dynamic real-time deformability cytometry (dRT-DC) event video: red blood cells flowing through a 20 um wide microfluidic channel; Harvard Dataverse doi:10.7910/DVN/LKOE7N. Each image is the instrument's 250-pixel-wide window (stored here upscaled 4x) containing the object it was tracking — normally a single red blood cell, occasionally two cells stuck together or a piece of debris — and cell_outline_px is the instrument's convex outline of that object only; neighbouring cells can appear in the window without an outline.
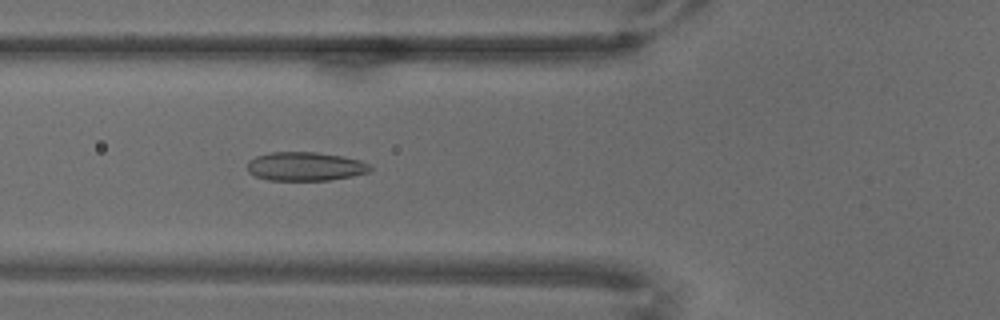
{"species": "common noctule bat (a hibernating species)", "species_latin": "Nyctalus noctula", "temperature_condition": "warm", "stored_images_in_passage": 71, "camera_frame_rate_fps": 3000, "um_per_image_px": 0.085, "animal": {"sex": "male", "body_mass_g": 18.8}, "frame": {"image": 1, "passage_image": 27, "time_ms": 8.667, "image_size_px": [1000, 320], "cell_outline_px": [[372, 168], [368, 172], [352, 176], [328, 180], [268, 180], [256, 176], [248, 172], [248, 160], [256, 156], [268, 152], [316, 152], [344, 156], [360, 160], [368, 164]], "centroid_in_image_um": [25.93, 14.14], "position_along_channel_um": 99.9, "area_um2": 20.63}}
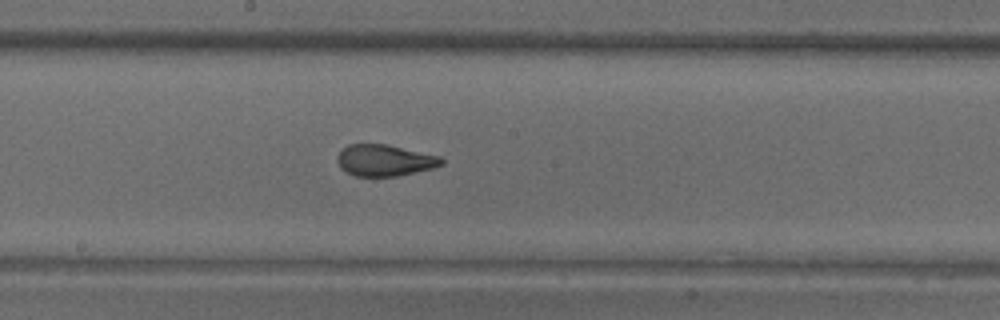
{"frame": {"image": 2, "passage_image": 39, "time_ms": 12.667, "image_size_px": [1000, 320], "cell_outline_px": [[444, 164], [432, 168], [396, 176], [356, 176], [340, 168], [336, 160], [336, 156], [348, 144], [388, 144], [440, 156], [444, 160]], "centroid_in_image_um": [32.69, 13.62], "position_along_channel_um": 215.5, "area_um2": 19.07}}
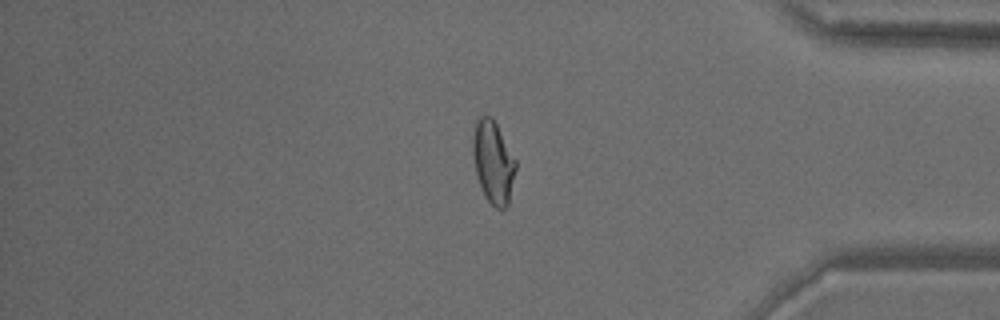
{"frame": {"image": 3, "passage_image": 60, "time_ms": 19.667, "image_size_px": [1000, 320], "cell_outline_px": [[516, 168], [508, 204], [504, 208], [496, 208], [484, 196], [476, 176], [472, 152], [472, 136], [476, 120], [480, 116], [492, 116], [516, 160]], "centroid_in_image_um": [41.9, 13.76], "position_along_channel_um": 393.3, "area_um2": 20.63}}